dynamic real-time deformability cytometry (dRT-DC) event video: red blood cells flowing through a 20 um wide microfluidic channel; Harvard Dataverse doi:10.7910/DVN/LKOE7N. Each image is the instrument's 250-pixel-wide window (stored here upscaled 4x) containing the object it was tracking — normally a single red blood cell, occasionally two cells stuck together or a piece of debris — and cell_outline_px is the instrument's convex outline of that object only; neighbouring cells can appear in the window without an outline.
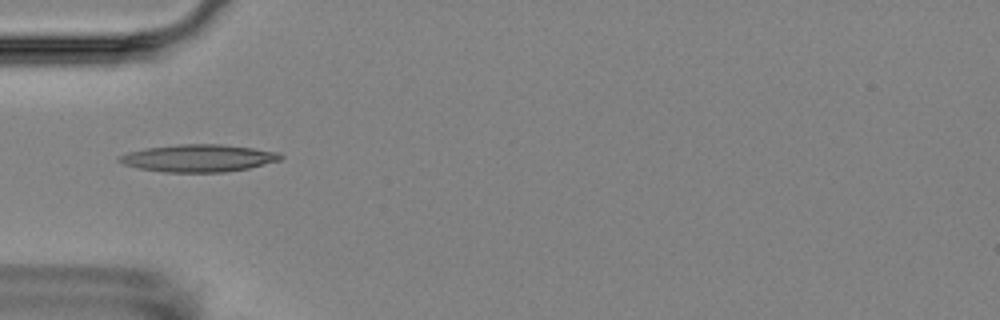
{"species": "Egyptian fruit bat (a non-hibernating species)", "species_latin": "Rousettus aegyptiacus", "temperature_condition": "room temperature", "stored_images_in_passage": 3, "camera_frame_rate_fps": 3000, "um_per_image_px": 0.085, "animal": {"sex": "female"}, "frame": {"image": 1, "passage_image": 2, "time_ms": 1.0, "image_size_px": [1000, 320], "cell_outline_px": [[284, 156], [280, 160], [248, 168], [224, 172], [164, 172], [140, 168], [124, 164], [116, 160], [120, 156], [128, 152], [148, 148], [180, 144], [220, 144], [252, 148], [280, 152]], "centroid_in_image_um": [16.89, 13.44], "position_along_channel_um": 68.1, "area_um2": 25.49}}
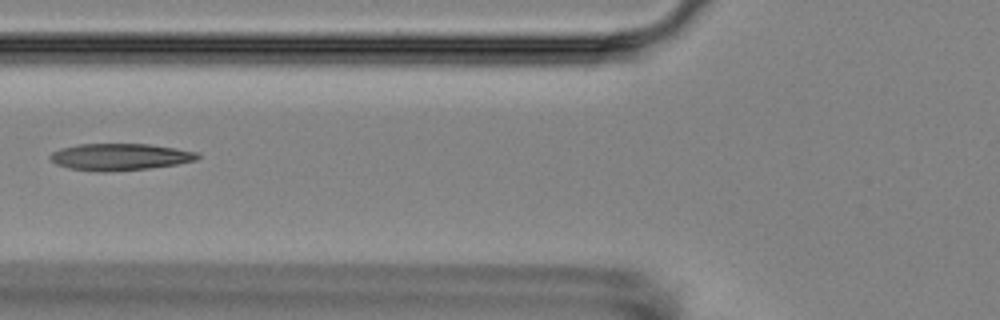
{"frame": {"image": 2, "passage_image": 3, "time_ms": 2.333, "image_size_px": [1000, 320], "cell_outline_px": [[200, 156], [196, 160], [176, 164], [148, 168], [104, 172], [96, 172], [68, 168], [56, 164], [48, 156], [52, 152], [60, 148], [80, 144], [148, 144], [176, 148], [200, 152]], "centroid_in_image_um": [10.19, 13.33], "position_along_channel_um": 115.6, "area_um2": 23.06}}